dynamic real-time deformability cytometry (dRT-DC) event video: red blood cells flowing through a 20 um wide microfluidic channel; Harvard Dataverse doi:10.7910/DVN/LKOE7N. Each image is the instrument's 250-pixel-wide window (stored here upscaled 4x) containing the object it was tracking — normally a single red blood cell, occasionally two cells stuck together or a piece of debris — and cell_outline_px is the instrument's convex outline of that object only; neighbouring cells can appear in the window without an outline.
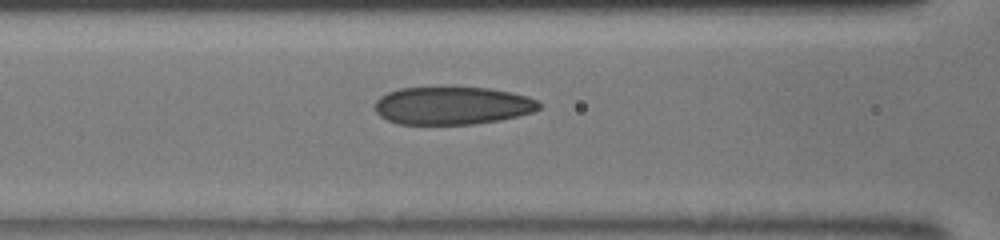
{"species": "human", "species_latin": "Homo sapiens", "temperature_condition": "room temperature", "stored_images_in_passage": 10, "camera_frame_rate_fps": 3000, "um_per_image_px": 0.085, "donor": {"sex": "male"}, "frame": {"image": 1, "passage_image": 6, "time_ms": 1.667, "image_size_px": [1000, 240], "cell_outline_px": [[540, 108], [532, 112], [500, 120], [472, 124], [400, 124], [388, 120], [380, 116], [376, 112], [376, 100], [380, 96], [388, 92], [400, 88], [488, 88], [512, 92], [528, 96], [536, 100], [540, 104]], "centroid_in_image_um": [38.45, 8.98], "position_along_channel_um": 128.1, "area_um2": 35.95}}
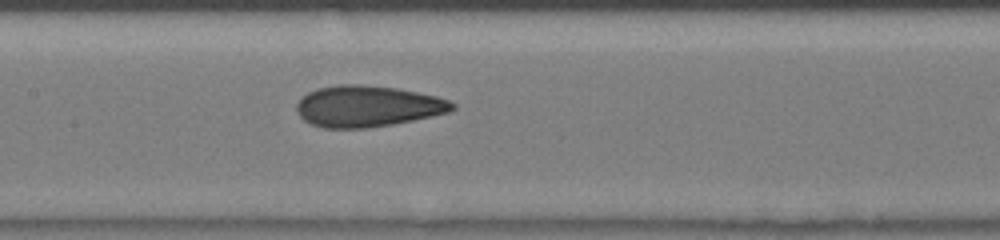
{"frame": {"image": 2, "passage_image": 9, "time_ms": 2.667, "image_size_px": [1000, 240], "cell_outline_px": [[456, 108], [448, 112], [432, 116], [392, 124], [364, 128], [324, 128], [312, 124], [304, 120], [296, 112], [296, 104], [308, 92], [316, 88], [340, 84], [360, 84], [396, 88], [436, 96], [448, 100], [456, 104]], "centroid_in_image_um": [31.22, 9.03], "position_along_channel_um": 176.2, "area_um2": 37.28}}